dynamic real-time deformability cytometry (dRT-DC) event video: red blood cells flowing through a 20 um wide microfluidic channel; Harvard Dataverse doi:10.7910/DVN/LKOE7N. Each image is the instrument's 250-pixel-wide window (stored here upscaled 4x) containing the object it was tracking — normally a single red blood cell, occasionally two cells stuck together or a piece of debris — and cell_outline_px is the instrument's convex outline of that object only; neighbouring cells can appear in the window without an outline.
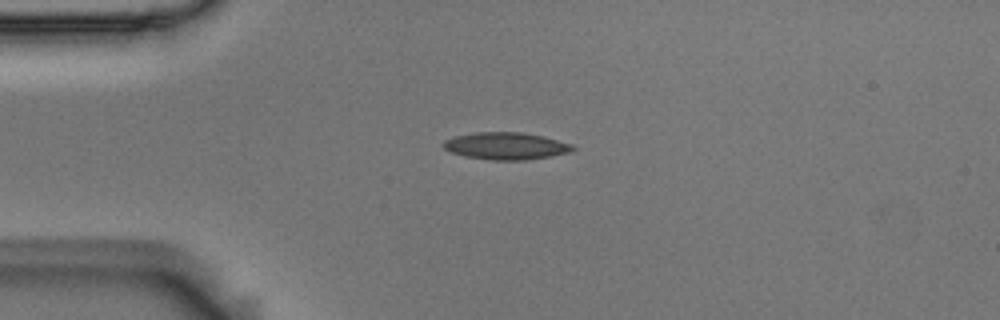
{"species": "Egyptian fruit bat (a non-hibernating species)", "species_latin": "Rousettus aegyptiacus", "temperature_condition": "room temperature", "stored_images_in_passage": 8, "camera_frame_rate_fps": 3000, "um_per_image_px": 0.085, "animal": {"sex": "male"}, "frame": {"image": 1, "passage_image": 2, "time_ms": 0.333, "image_size_px": [1000, 320], "cell_outline_px": [[576, 148], [568, 152], [552, 156], [524, 160], [492, 160], [464, 156], [452, 152], [444, 148], [440, 144], [444, 140], [452, 136], [476, 132], [520, 132], [544, 136], [572, 144]], "centroid_in_image_um": [42.97, 12.4], "position_along_channel_um": 42.0, "area_um2": 20.58}}
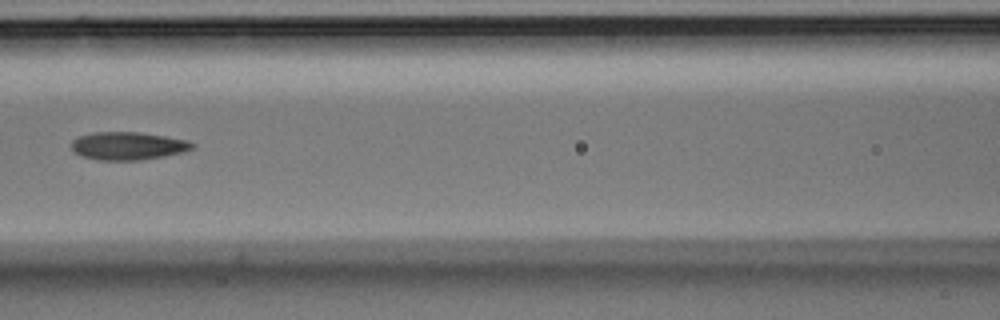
{"frame": {"image": 2, "passage_image": 5, "time_ms": 1.333, "image_size_px": [1000, 320], "cell_outline_px": [[196, 144], [192, 148], [184, 152], [164, 156], [140, 160], [96, 160], [80, 156], [72, 148], [72, 140], [80, 136], [92, 132], [136, 132], [164, 136], [188, 140]], "centroid_in_image_um": [10.88, 12.4], "position_along_channel_um": 155.7, "area_um2": 19.65}}
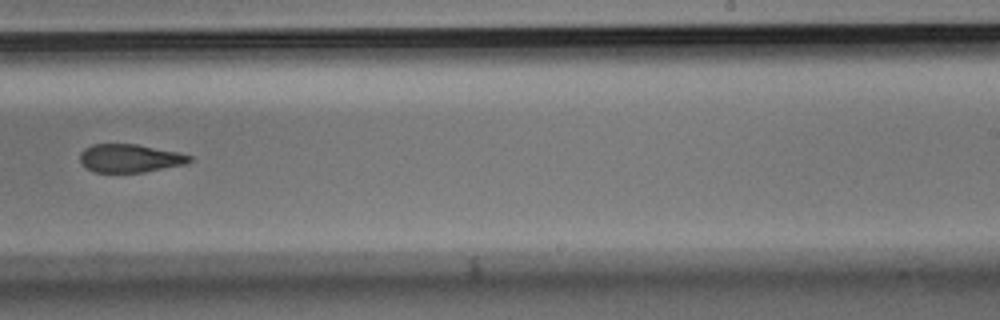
{"frame": {"image": 3, "passage_image": 8, "time_ms": 2.333, "image_size_px": [1000, 320], "cell_outline_px": [[192, 160], [184, 164], [144, 172], [92, 172], [80, 160], [80, 152], [84, 148], [92, 144], [136, 144], [176, 152], [192, 156]], "centroid_in_image_um": [11.01, 13.45], "position_along_channel_um": 278.0, "area_um2": 17.8}}